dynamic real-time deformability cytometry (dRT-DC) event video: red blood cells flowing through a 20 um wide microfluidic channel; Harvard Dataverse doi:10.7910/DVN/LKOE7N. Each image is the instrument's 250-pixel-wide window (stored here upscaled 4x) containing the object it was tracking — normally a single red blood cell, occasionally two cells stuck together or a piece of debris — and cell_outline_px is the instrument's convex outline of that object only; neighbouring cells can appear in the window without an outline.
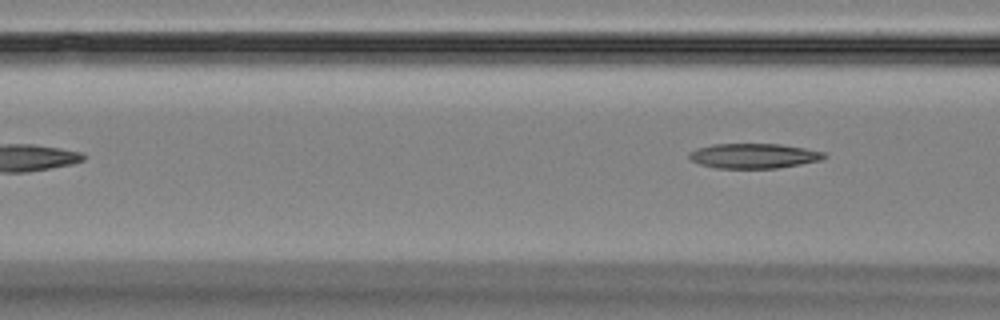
{"species": "Egyptian fruit bat (a non-hibernating species)", "species_latin": "Rousettus aegyptiacus", "temperature_condition": "room temperature", "stored_images_in_passage": 5, "camera_frame_rate_fps": 3000, "um_per_image_px": 0.085, "animal": {"sex": "female"}, "frame": {"image": 1, "passage_image": 5, "time_ms": 5.0, "image_size_px": [1000, 320], "cell_outline_px": [[828, 156], [820, 160], [800, 164], [776, 168], [716, 168], [700, 164], [692, 160], [688, 156], [688, 152], [696, 148], [712, 144], [780, 144], [804, 148], [824, 152]], "centroid_in_image_um": [64.04, 13.24], "position_along_channel_um": 102.6, "area_um2": 19.54}}